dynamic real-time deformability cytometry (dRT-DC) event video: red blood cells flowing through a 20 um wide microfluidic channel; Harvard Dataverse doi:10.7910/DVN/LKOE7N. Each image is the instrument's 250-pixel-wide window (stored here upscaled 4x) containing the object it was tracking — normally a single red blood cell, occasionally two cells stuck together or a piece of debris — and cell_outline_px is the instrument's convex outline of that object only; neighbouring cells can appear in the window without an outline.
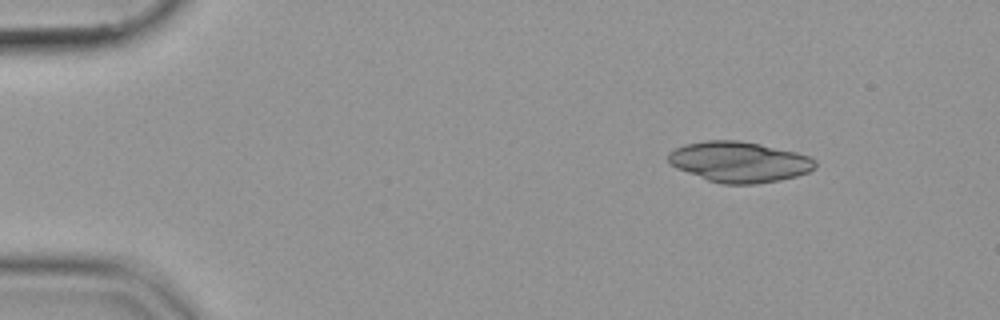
{"species": "common noctule bat (a hibernating species)", "species_latin": "Nyctalus noctula", "temperature_condition": "cold", "stored_images_in_passage": 48, "camera_frame_rate_fps": 3000, "um_per_image_px": 0.085, "animal": {"sex": "female", "body_mass_g": 19.9}, "frame": {"image": 1, "passage_image": 1, "time_ms": 0.0, "image_size_px": [1000, 320], "cell_outline_px": [[816, 168], [808, 172], [796, 176], [780, 180], [756, 184], [724, 184], [708, 180], [676, 168], [668, 160], [668, 152], [684, 144], [708, 140], [736, 140], [760, 144], [796, 152], [808, 156], [816, 160]], "centroid_in_image_um": [62.84, 13.76], "position_along_channel_um": 22.2, "area_um2": 34.68}}